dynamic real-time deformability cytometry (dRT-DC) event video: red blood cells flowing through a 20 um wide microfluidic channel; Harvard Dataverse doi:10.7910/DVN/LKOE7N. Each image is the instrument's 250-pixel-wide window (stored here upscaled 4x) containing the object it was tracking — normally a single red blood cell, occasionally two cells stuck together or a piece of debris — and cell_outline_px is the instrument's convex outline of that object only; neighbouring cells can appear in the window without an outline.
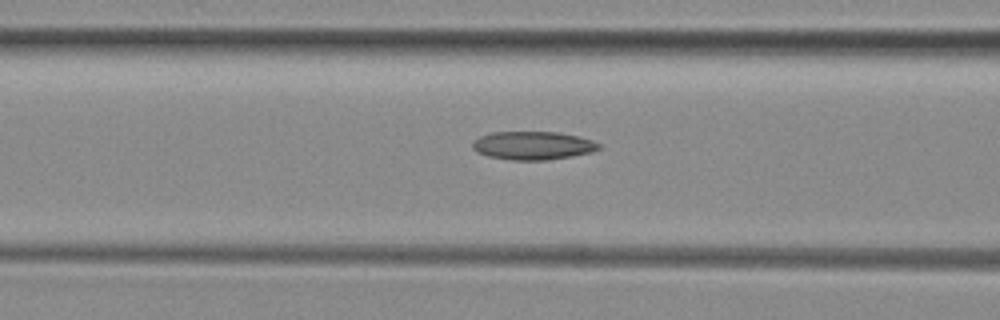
{"species": "common noctule bat (a hibernating species)", "species_latin": "Nyctalus noctula", "temperature_condition": "room temperature", "stored_images_in_passage": 17, "camera_frame_rate_fps": 3000, "um_per_image_px": 0.085, "animal": {"sex": "female", "body_mass_g": 29.2, "forearm_length_mm": 56.3}, "frame": {"image": 1, "passage_image": 15, "time_ms": 4.667, "image_size_px": [1000, 320], "cell_outline_px": [[600, 148], [592, 152], [572, 156], [548, 160], [512, 160], [488, 156], [476, 152], [472, 148], [472, 140], [480, 136], [492, 132], [556, 132], [580, 136], [592, 140], [600, 144]], "centroid_in_image_um": [45.28, 12.37], "position_along_channel_um": 121.3, "area_um2": 20.98}}